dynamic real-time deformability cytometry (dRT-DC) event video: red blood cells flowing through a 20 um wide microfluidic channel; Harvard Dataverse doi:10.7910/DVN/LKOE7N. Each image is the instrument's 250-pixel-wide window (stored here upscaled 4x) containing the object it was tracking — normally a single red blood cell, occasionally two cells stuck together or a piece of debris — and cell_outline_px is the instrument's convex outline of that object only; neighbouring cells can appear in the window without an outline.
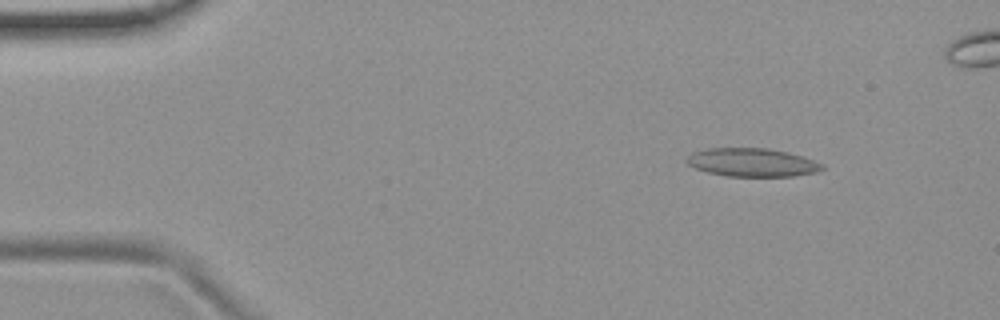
{"species": "common noctule bat (a hibernating species)", "species_latin": "Nyctalus noctula", "temperature_condition": "room temperature", "stored_images_in_passage": 52, "camera_frame_rate_fps": 3000, "um_per_image_px": 0.085, "animal": {"sex": "female", "body_mass_g": 19.9}, "frame": {"image": 1, "passage_image": 4, "time_ms": 1.0, "image_size_px": [1000, 320], "cell_outline_px": [[824, 168], [816, 172], [792, 176], [728, 176], [708, 172], [696, 168], [688, 164], [684, 160], [692, 152], [708, 148], [768, 148], [788, 152], [804, 156], [824, 164]], "centroid_in_image_um": [63.94, 13.8], "position_along_channel_um": 21.1, "area_um2": 22.43}}
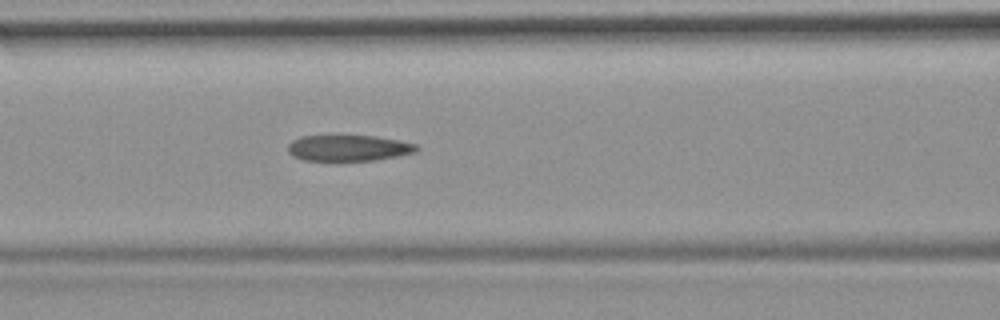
{"frame": {"image": 2, "passage_image": 20, "time_ms": 6.333, "image_size_px": [1000, 320], "cell_outline_px": [[420, 148], [416, 152], [376, 160], [304, 160], [292, 156], [288, 152], [288, 144], [292, 140], [300, 136], [376, 136], [400, 140], [416, 144]], "centroid_in_image_um": [29.63, 12.57], "position_along_channel_um": 137.0, "area_um2": 19.48}}
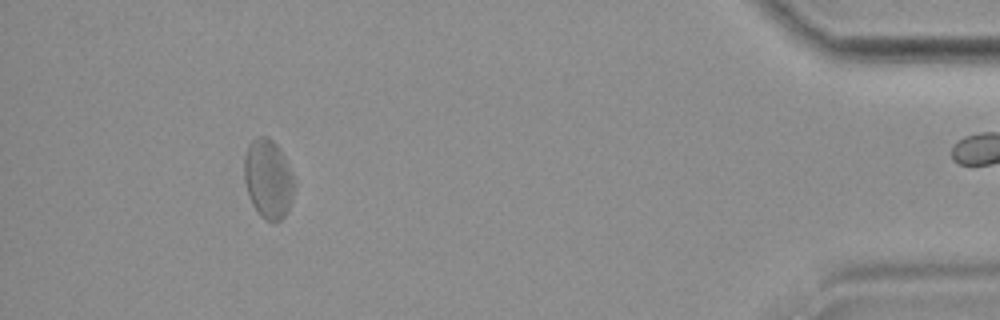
{"frame": {"image": 3, "passage_image": 47, "time_ms": 15.333, "image_size_px": [1000, 320], "cell_outline_px": [[296, 188], [288, 212], [280, 220], [272, 224], [264, 220], [260, 216], [252, 204], [248, 196], [244, 180], [244, 156], [248, 144], [256, 136], [268, 136], [280, 148], [296, 180]], "centroid_in_image_um": [22.81, 15.23], "position_along_channel_um": 412.4, "area_um2": 23.87}, "authors_computed_cell_mechanics": {"area_um2": 21.7617, "velocity_mm_per_s": 3.7308, "shape_relaxation_time_tau1_ms": null, "shape_relaxation_time_tau2_ms": 4.9038, "deformation_change_tau1": null, "deformation_change_tau2": 0.1507}}